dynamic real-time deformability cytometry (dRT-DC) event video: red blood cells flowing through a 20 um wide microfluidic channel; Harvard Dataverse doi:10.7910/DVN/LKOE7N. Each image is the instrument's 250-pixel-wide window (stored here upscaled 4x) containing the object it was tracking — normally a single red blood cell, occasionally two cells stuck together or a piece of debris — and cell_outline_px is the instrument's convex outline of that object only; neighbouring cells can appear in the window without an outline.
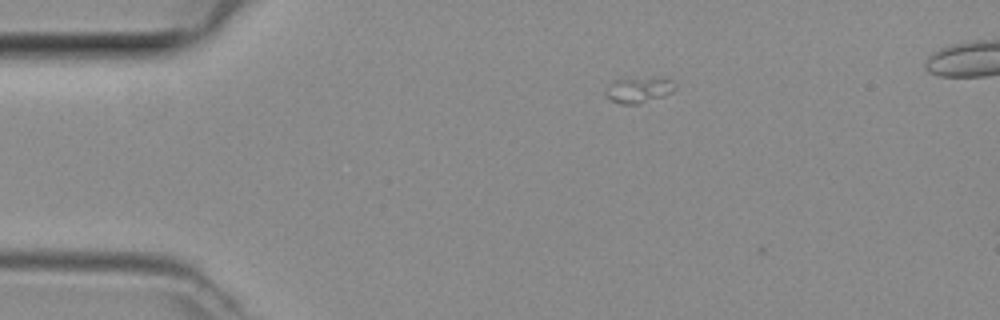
{"species": "common noctule bat (a hibernating species)", "species_latin": "Nyctalus noctula", "temperature_condition": "room temperature", "stored_images_in_passage": 6, "camera_frame_rate_fps": 3000, "um_per_image_px": 0.085, "animal": {"sex": "female", "body_mass_g": 29.2, "forearm_length_mm": 56.3}, "frame": {"image": 1, "passage_image": 1, "time_ms": 0.0, "image_size_px": [1000, 320], "cell_outline_px": [[676, 88], [672, 92], [664, 96], [636, 104], [620, 104], [612, 100], [604, 92], [612, 80], [664, 76], [668, 76], [676, 84]], "centroid_in_image_um": [54.36, 7.6], "position_along_channel_um": 30.6, "area_um2": 10.64}}